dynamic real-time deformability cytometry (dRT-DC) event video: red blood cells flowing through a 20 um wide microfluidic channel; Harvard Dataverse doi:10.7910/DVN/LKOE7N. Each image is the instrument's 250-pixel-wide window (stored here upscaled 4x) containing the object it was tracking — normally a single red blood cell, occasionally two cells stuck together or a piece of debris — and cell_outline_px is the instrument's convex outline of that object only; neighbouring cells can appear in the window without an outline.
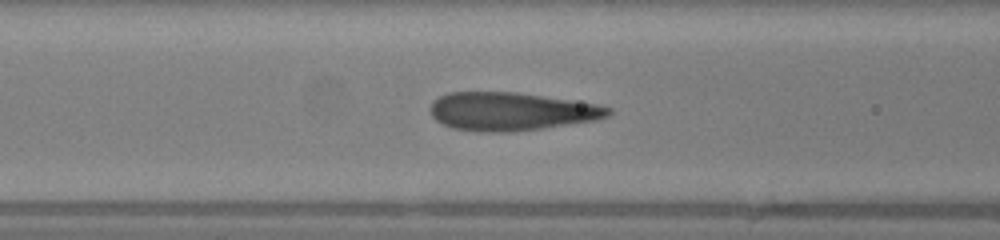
{"species": "human", "species_latin": "Homo sapiens", "temperature_condition": "warm", "stored_images_in_passage": 47, "camera_frame_rate_fps": 3000, "um_per_image_px": 0.085, "donor": {"sex": "female"}, "frame": {"image": 1, "passage_image": 17, "time_ms": 5.333, "image_size_px": [1000, 240], "cell_outline_px": [[612, 112], [608, 116], [596, 120], [512, 132], [480, 132], [452, 128], [436, 120], [432, 116], [432, 104], [440, 96], [448, 92], [516, 92], [600, 104], [612, 108]], "centroid_in_image_um": [43.48, 9.47], "position_along_channel_um": 123.1, "area_um2": 39.48}}
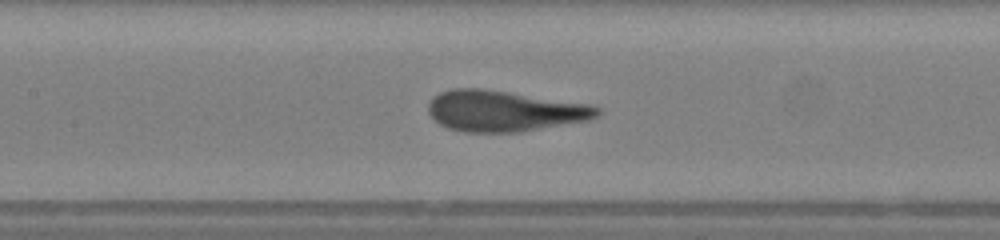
{"frame": {"image": 2, "passage_image": 20, "time_ms": 6.333, "image_size_px": [1000, 240], "cell_outline_px": [[600, 112], [592, 120], [520, 132], [464, 132], [448, 128], [440, 124], [428, 112], [428, 104], [432, 96], [440, 92], [452, 88], [480, 88], [508, 92], [588, 104], [600, 108]], "centroid_in_image_um": [42.84, 9.44], "position_along_channel_um": 164.6, "area_um2": 40.23}}
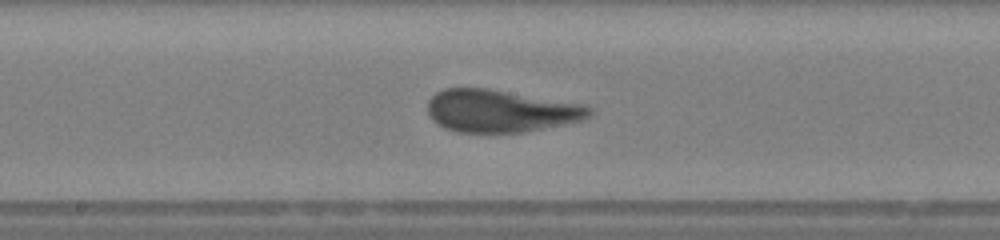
{"frame": {"image": 3, "passage_image": 23, "time_ms": 7.333, "image_size_px": [1000, 240], "cell_outline_px": [[592, 116], [580, 120], [520, 132], [460, 132], [444, 128], [432, 120], [428, 112], [428, 100], [436, 92], [444, 88], [488, 88], [584, 104], [592, 108]], "centroid_in_image_um": [42.51, 9.41], "position_along_channel_um": 205.7, "area_um2": 39.77}, "authors_computed_cell_mechanics": {"area_um2": 40.5178, "velocity_mm_per_s": 4.1259, "shape_relaxation_time_tau1_ms": 3.9915, "shape_relaxation_time_tau2_ms": null, "deformation_change_tau1": 0.1629, "deformation_change_tau2": null}}